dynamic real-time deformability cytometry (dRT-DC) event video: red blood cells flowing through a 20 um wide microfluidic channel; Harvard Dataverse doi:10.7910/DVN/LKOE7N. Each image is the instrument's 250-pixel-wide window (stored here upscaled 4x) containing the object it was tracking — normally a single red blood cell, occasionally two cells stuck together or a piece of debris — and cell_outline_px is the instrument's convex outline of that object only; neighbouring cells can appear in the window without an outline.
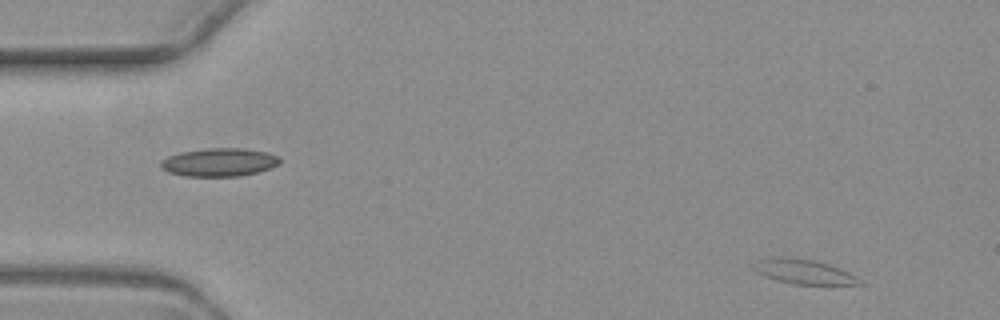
{"species": "common noctule bat (a hibernating species)", "species_latin": "Nyctalus noctula", "temperature_condition": "warm", "stored_images_in_passage": 5, "segment_of_instrument_passage": [1, 2], "camera_frame_rate_fps": 3000, "um_per_image_px": 0.085, "animal": {"sex": "female", "body_mass_g": 19.3, "forearm_length_mm": 54.1}, "frame": {"image": 1, "passage_image": 1, "time_ms": 0.0, "image_size_px": [1000, 320], "cell_outline_px": [[868, 284], [792, 284], [776, 280], [764, 276], [756, 272], [752, 268], [752, 264], [760, 260], [772, 256], [792, 256], [816, 260], [840, 268], [848, 272]], "centroid_in_image_um": [68.28, 23.07], "position_along_channel_um": 16.7, "area_um2": 15.49}}
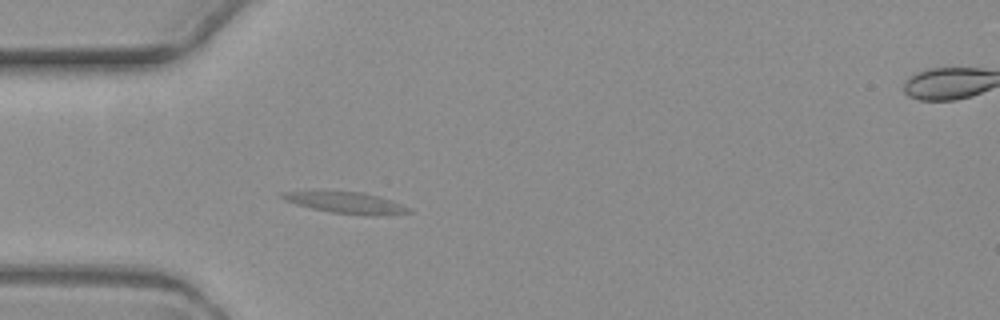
{"frame": {"image": 2, "passage_image": 4, "time_ms": 4.0, "image_size_px": [1000, 320], "cell_outline_px": [[412, 212], [372, 216], [332, 212], [312, 208], [296, 204], [284, 200], [280, 196], [280, 192], [312, 188], [364, 192], [380, 196], [392, 200], [412, 208]], "centroid_in_image_um": [29.32, 17.16], "position_along_channel_um": 55.7, "area_um2": 16.7}}